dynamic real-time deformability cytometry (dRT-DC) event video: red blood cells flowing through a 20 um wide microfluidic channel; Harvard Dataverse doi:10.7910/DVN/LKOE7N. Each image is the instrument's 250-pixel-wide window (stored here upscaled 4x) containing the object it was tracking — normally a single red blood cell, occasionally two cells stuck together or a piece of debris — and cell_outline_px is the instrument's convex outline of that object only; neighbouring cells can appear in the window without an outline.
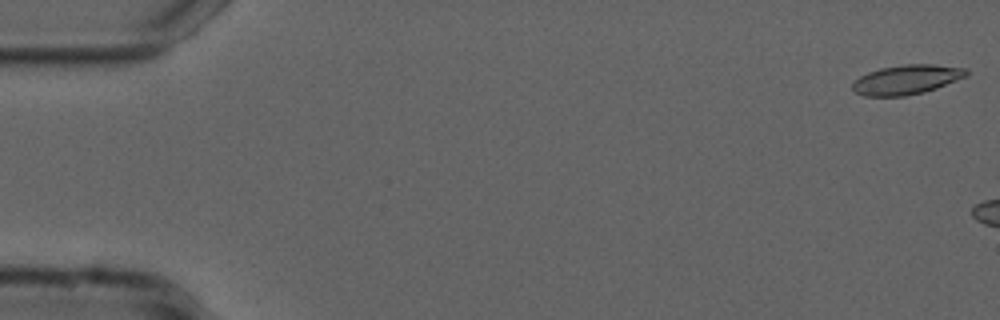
{"species": "common noctule bat (a hibernating species)", "species_latin": "Nyctalus noctula", "temperature_condition": "cold", "stored_images_in_passage": 6, "camera_frame_rate_fps": 3000, "um_per_image_px": 0.085, "animal": {"sex": "male", "forearm_length_mm": 52.5}, "frame": {"image": 1, "passage_image": 1, "time_ms": 0.0, "image_size_px": [1000, 320], "cell_outline_px": [[968, 76], [936, 88], [924, 92], [904, 96], [864, 96], [856, 92], [852, 88], [852, 84], [860, 76], [868, 72], [880, 68], [904, 64], [932, 64], [968, 68]], "centroid_in_image_um": [77.09, 6.76], "position_along_channel_um": 7.9, "area_um2": 19.59}}